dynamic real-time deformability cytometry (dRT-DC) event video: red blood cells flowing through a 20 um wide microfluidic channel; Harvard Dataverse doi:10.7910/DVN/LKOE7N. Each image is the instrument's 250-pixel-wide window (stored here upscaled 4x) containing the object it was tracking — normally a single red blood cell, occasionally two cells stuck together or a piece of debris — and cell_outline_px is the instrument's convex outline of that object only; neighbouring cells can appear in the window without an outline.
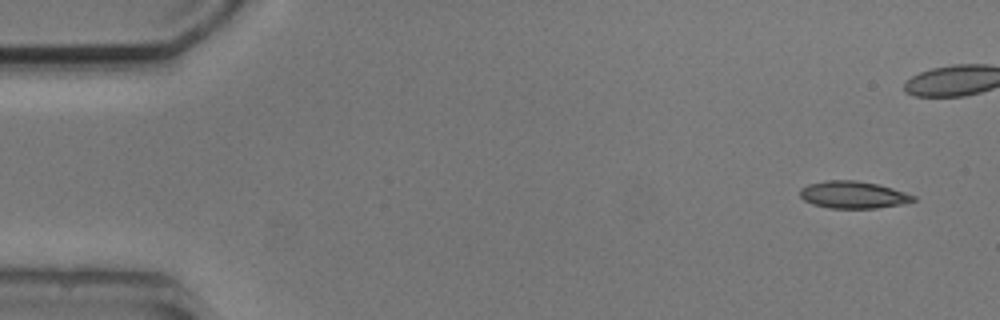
{"species": "common noctule bat (a hibernating species)", "species_latin": "Nyctalus noctula", "temperature_condition": "cold", "stored_images_in_passage": 3, "camera_frame_rate_fps": 3000, "um_per_image_px": 0.085, "animal": {"sex": "male", "body_mass_g": 20.5, "forearm_length_mm": 52.5}, "frame": {"image": 1, "passage_image": 1, "time_ms": 0.0, "image_size_px": [1000, 320], "cell_outline_px": [[916, 200], [900, 204], [876, 208], [828, 208], [812, 204], [804, 200], [800, 196], [800, 188], [808, 184], [828, 180], [856, 180], [876, 184], [892, 188], [916, 196]], "centroid_in_image_um": [72.49, 16.55], "position_along_channel_um": 12.5, "area_um2": 17.86}}